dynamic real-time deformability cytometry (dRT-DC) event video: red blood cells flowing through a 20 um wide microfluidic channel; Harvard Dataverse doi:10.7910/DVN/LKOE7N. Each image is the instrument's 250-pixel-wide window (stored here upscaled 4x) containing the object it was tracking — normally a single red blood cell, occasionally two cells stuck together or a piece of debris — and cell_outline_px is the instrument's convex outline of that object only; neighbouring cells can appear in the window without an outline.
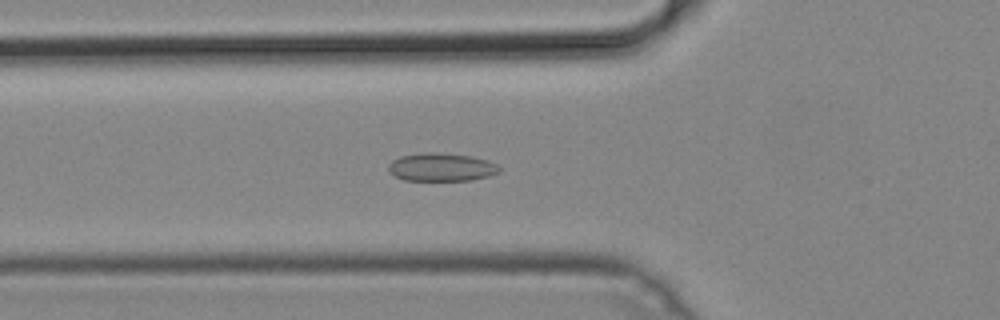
{"species": "common noctule bat (a hibernating species)", "species_latin": "Nyctalus noctula", "temperature_condition": "cold", "stored_images_in_passage": 51, "camera_frame_rate_fps": 3000, "um_per_image_px": 0.085, "animal": {"sex": "male", "body_mass_g": 19.2, "forearm_length_mm": 51.8}, "frame": {"image": 1, "passage_image": 18, "time_ms": 5.667, "image_size_px": [1000, 320], "cell_outline_px": [[500, 172], [488, 176], [468, 180], [404, 180], [388, 172], [388, 164], [392, 160], [400, 156], [424, 152], [436, 152], [468, 156], [488, 160], [496, 164], [500, 168]], "centroid_in_image_um": [37.48, 14.2], "position_along_channel_um": 88.3, "area_um2": 18.09}}
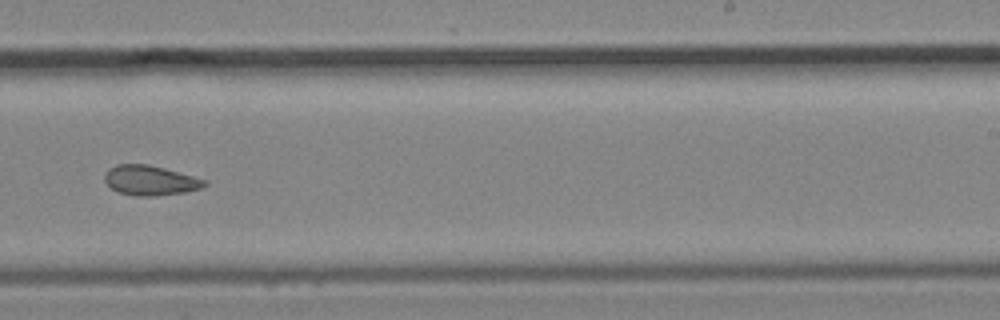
{"frame": {"image": 2, "passage_image": 32, "time_ms": 10.333, "image_size_px": [1000, 320], "cell_outline_px": [[208, 184], [200, 188], [184, 192], [156, 196], [136, 196], [120, 192], [112, 188], [104, 180], [104, 176], [108, 168], [116, 164], [148, 164], [164, 168], [208, 180]], "centroid_in_image_um": [12.77, 15.32], "position_along_channel_um": 276.2, "area_um2": 17.34}}
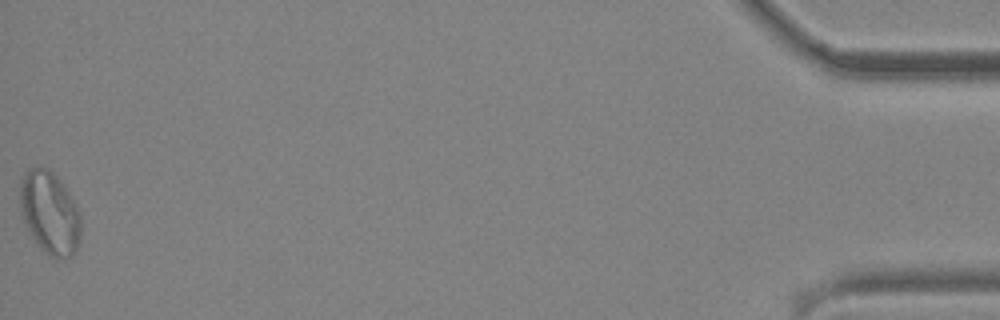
{"frame": {"image": 3, "passage_image": 51, "time_ms": 16.667, "image_size_px": [1000, 320], "cell_outline_px": [[80, 232], [76, 248], [72, 256], [52, 256], [40, 248], [28, 232], [20, 208], [20, 184], [24, 172], [28, 168], [48, 168], [60, 180], [80, 212]], "centroid_in_image_um": [4.2, 18.06], "position_along_channel_um": 431.0, "area_um2": 28.84}}